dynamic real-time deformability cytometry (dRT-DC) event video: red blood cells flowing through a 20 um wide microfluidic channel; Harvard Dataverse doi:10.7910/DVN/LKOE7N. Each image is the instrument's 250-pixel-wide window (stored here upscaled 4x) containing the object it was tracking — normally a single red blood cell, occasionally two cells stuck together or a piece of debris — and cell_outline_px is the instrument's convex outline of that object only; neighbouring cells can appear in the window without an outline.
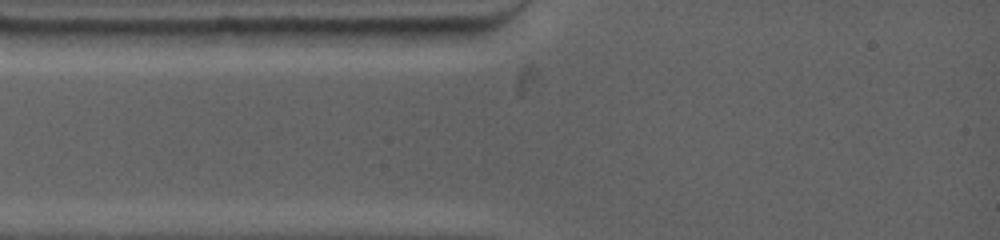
{"species": "common noctule bat (a hibernating species)", "species_latin": "Nyctalus noctula", "temperature_condition": "warm", "stored_images_in_passage": 4, "camera_frame_rate_fps": 4500, "um_per_image_px": 0.085, "animal": {"sex": "female", "body_mass_g": 19.0, "forearm_length_mm": 53.3}, "frame": {"image": 1, "passage_image": 1, "time_ms": 0.0, "image_size_px": [1000, 240], "cell_outline_px": [[484, 28], [468, 44], [396, 48], [368, 44], [332, 32], [324, 28]], "centroid_in_image_um": [34.83, 3.08], "position_along_channel_um": 50.2, "area_um2": 16.65}}